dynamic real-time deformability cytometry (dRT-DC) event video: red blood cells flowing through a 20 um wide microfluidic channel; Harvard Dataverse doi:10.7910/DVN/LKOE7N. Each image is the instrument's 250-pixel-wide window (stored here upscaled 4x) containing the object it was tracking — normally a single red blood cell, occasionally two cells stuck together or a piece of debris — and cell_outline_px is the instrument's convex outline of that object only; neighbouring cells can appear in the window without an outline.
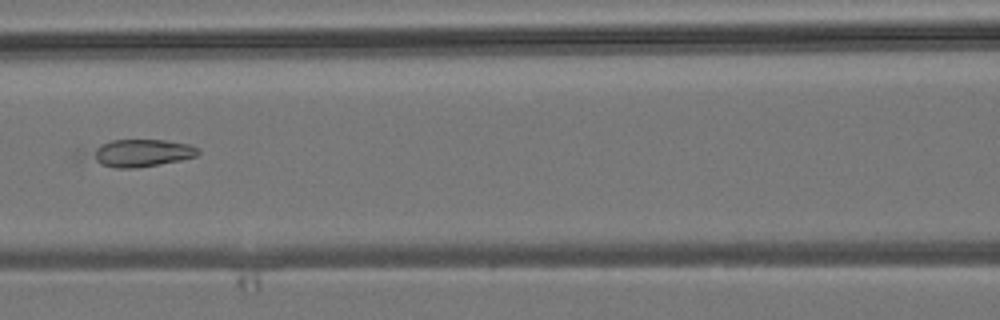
{"species": "common noctule bat (a hibernating species)", "species_latin": "Nyctalus noctula", "temperature_condition": "room temperature", "stored_images_in_passage": 10, "camera_frame_rate_fps": 3000, "um_per_image_px": 0.085, "animal": {"sex": "male", "body_mass_g": 19.2, "forearm_length_mm": 51.8}, "frame": {"image": 1, "passage_image": 10, "time_ms": 10.333, "image_size_px": [1000, 320], "cell_outline_px": [[200, 152], [196, 156], [180, 160], [136, 168], [116, 168], [100, 164], [72, 156], [76, 148], [112, 140], [164, 140], [188, 144], [196, 148]], "centroid_in_image_um": [11.5, 13.0], "position_along_channel_um": 155.1, "area_um2": 18.84}}